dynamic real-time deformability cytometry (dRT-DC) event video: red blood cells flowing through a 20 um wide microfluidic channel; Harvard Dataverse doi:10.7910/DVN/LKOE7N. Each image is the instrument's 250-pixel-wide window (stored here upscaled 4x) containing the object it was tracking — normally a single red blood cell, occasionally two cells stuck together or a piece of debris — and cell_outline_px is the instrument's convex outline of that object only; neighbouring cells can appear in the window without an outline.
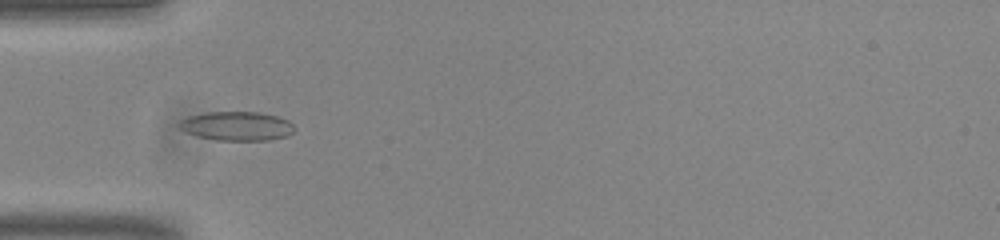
{"species": "common noctule bat (a hibernating species)", "species_latin": "Nyctalus noctula", "temperature_condition": "room temperature", "stored_images_in_passage": 7, "camera_frame_rate_fps": 3000, "um_per_image_px": 0.085, "animal": {"sex": "male", "body_mass_g": 20.0, "forearm_length_mm": 53.3}, "frame": {"image": 1, "passage_image": 5, "time_ms": 1.333, "image_size_px": [1000, 240], "cell_outline_px": [[292, 132], [288, 136], [268, 140], [216, 140], [196, 136], [184, 132], [176, 124], [180, 120], [188, 116], [204, 112], [260, 112], [276, 116], [288, 120], [292, 124]], "centroid_in_image_um": [20.06, 10.71], "position_along_channel_um": 64.9, "area_um2": 19.59}}